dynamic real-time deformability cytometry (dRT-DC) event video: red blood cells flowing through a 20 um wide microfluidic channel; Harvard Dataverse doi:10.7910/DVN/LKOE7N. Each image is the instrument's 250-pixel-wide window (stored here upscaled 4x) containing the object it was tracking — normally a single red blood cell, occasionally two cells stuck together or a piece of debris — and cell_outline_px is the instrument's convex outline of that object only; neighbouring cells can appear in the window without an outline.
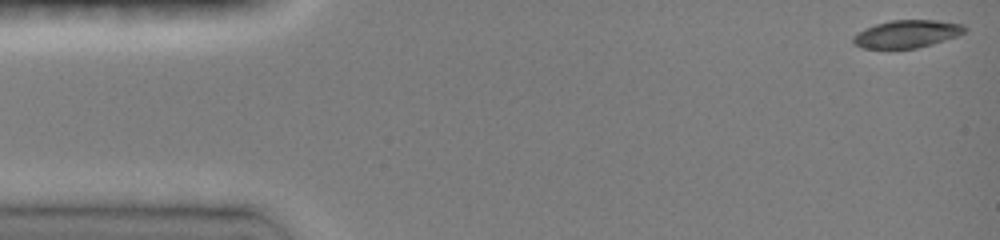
{"species": "common noctule bat (a hibernating species)", "species_latin": "Nyctalus noctula", "temperature_condition": "room temperature", "stored_images_in_passage": 18, "camera_frame_rate_fps": 3000, "um_per_image_px": 0.085, "animal": {"sex": "female", "body_mass_g": 19.0, "forearm_length_mm": 51.5}, "frame": {"image": 1, "passage_image": 1, "time_ms": 0.0, "image_size_px": [1000, 240], "cell_outline_px": [[968, 28], [964, 32], [956, 36], [932, 44], [916, 48], [860, 48], [852, 44], [852, 36], [856, 32], [864, 28], [876, 24], [892, 20], [936, 20], [964, 24]], "centroid_in_image_um": [77.04, 2.88], "position_along_channel_um": 8.0, "area_um2": 18.09}}
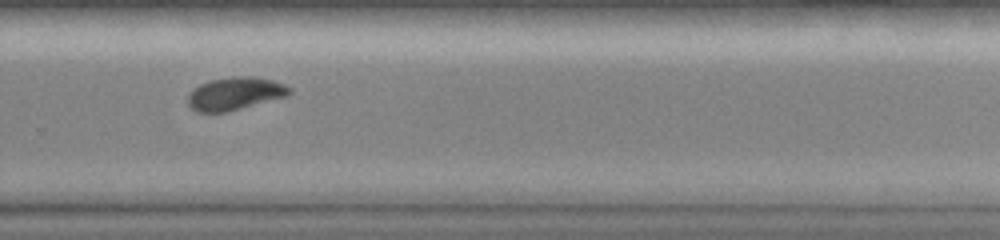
{"frame": {"image": 2, "passage_image": 14, "time_ms": 10.333, "image_size_px": [1000, 240], "cell_outline_px": [[292, 92], [284, 96], [228, 112], [196, 112], [188, 104], [188, 96], [192, 88], [208, 80], [232, 76], [248, 76], [272, 80], [284, 84], [292, 88]], "centroid_in_image_um": [19.93, 7.95], "position_along_channel_um": 309.9, "area_um2": 19.36}}
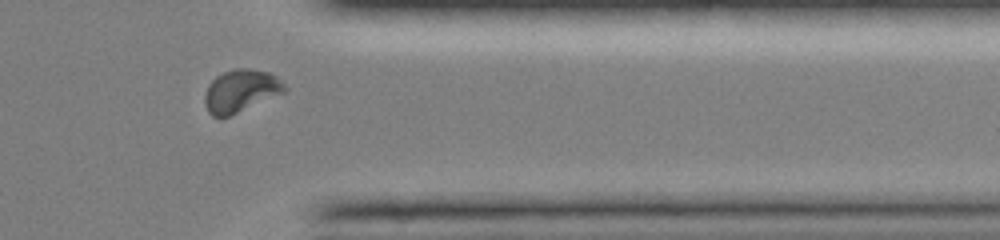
{"frame": {"image": 3, "passage_image": 16, "time_ms": 12.333, "image_size_px": [1000, 240], "cell_outline_px": [[288, 88], [284, 92], [228, 116], [212, 116], [208, 112], [204, 104], [204, 96], [208, 84], [216, 76], [224, 72], [236, 68], [252, 68], [268, 72], [276, 76]], "centroid_in_image_um": [20.44, 7.7], "position_along_channel_um": 391.0, "area_um2": 19.59}, "authors_computed_cell_mechanics": {"area_um2": 18.9006, "velocity_mm_per_s": 4.07, "shape_relaxation_time_tau1_ms": 3.2525, "shape_relaxation_time_tau2_ms": 5.585, "deformation_change_tau1": 0.1532, "deformation_change_tau2": 0.0854}}